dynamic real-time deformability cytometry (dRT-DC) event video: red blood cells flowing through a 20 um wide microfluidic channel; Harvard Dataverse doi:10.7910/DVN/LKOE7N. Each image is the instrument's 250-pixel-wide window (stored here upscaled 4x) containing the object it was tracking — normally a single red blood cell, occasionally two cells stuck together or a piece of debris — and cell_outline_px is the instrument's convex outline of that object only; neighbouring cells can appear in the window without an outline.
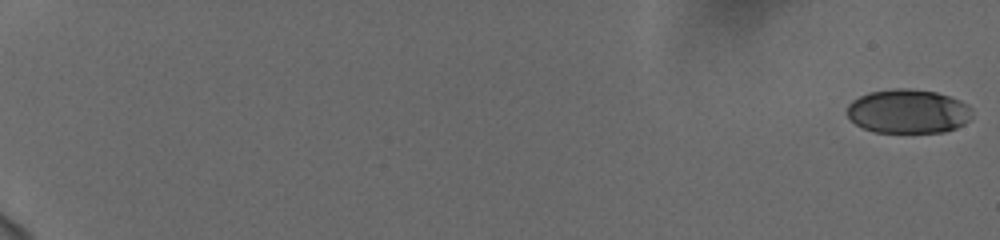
{"species": "human", "species_latin": "Homo sapiens", "temperature_condition": "cold", "stored_images_in_passage": 58, "camera_frame_rate_fps": 3000, "um_per_image_px": 0.085, "donor": {"sex": "female"}, "frame": {"image": 1, "passage_image": 1, "time_ms": 0.0, "image_size_px": [1000, 240], "cell_outline_px": [[972, 116], [964, 124], [956, 128], [944, 132], [872, 132], [856, 124], [848, 116], [848, 104], [852, 100], [868, 92], [892, 88], [908, 88], [936, 92], [960, 100], [968, 104], [972, 108]], "centroid_in_image_um": [77.2, 9.46], "position_along_channel_um": 7.8, "area_um2": 32.25}}
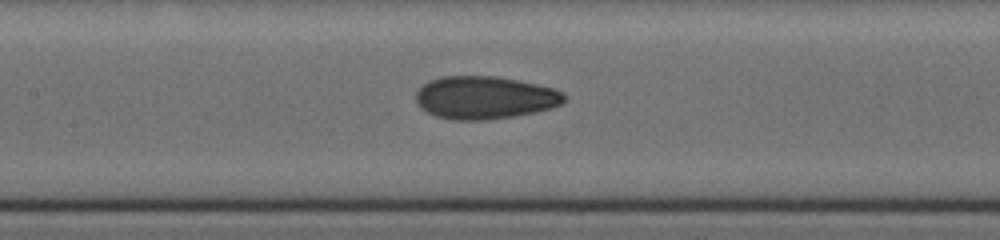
{"frame": {"image": 2, "passage_image": 32, "time_ms": 10.333, "image_size_px": [1000, 240], "cell_outline_px": [[564, 100], [560, 104], [552, 108], [536, 112], [516, 116], [484, 120], [452, 120], [436, 116], [420, 108], [416, 104], [416, 92], [428, 80], [440, 76], [496, 76], [520, 80], [552, 88], [564, 92]], "centroid_in_image_um": [41.18, 8.29], "position_along_channel_um": 166.2, "area_um2": 37.22}}
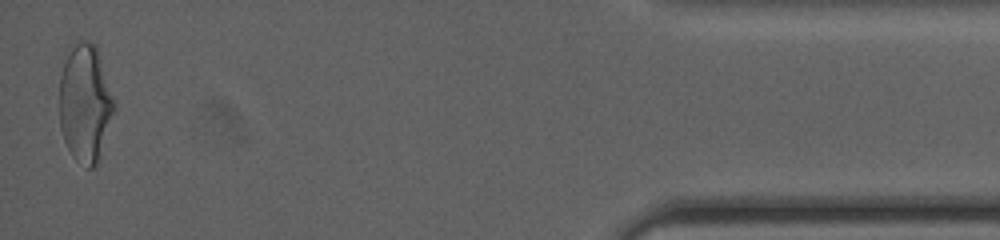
{"frame": {"image": 3, "passage_image": 58, "time_ms": 19.0, "image_size_px": [1000, 240], "cell_outline_px": [[116, 108], [96, 164], [92, 168], [88, 168], [76, 160], [72, 156], [64, 140], [60, 128], [60, 76], [68, 44], [76, 40], [88, 40], [96, 44], [116, 104]], "centroid_in_image_um": [7.23, 8.69], "position_along_channel_um": 428.0, "area_um2": 38.03}, "authors_computed_cell_mechanics": {"area_um2": 35.1713, "velocity_mm_per_s": 3.7655, "shape_relaxation_time_tau1_ms": 6.0484, "shape_relaxation_time_tau2_ms": 1.3288, "deformation_change_tau1": 0.187, "deformation_change_tau2": 0.0736}}